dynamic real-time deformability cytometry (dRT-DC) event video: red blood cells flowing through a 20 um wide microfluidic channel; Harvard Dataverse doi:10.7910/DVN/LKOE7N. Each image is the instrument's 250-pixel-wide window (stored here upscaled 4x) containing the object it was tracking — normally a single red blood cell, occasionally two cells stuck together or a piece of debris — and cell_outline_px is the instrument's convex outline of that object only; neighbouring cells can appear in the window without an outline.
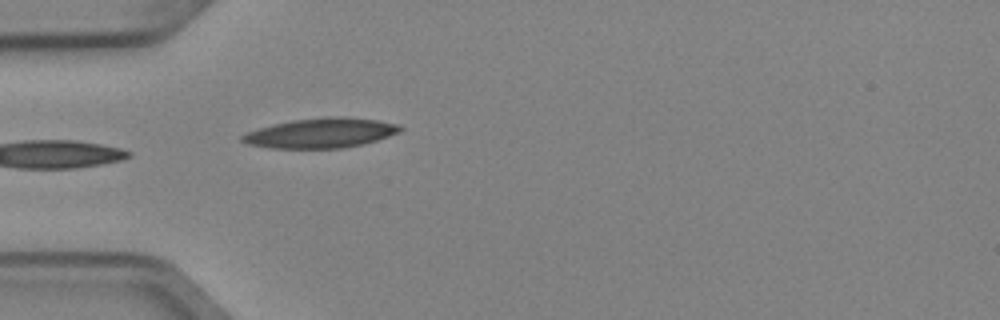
{"species": "Egyptian fruit bat (a non-hibernating species)", "species_latin": "Rousettus aegyptiacus", "temperature_condition": "cold", "stored_images_in_passage": 1, "camera_frame_rate_fps": 3000, "um_per_image_px": 0.085, "animal": {"sex": "female"}, "frame": {"image": 1, "passage_image": 1, "time_ms": 0.0, "image_size_px": [1000, 320], "cell_outline_px": [[404, 128], [400, 132], [376, 140], [360, 144], [340, 148], [268, 148], [248, 144], [240, 140], [240, 136], [244, 132], [272, 124], [292, 120], [328, 116], [344, 116], [376, 120], [400, 124]], "centroid_in_image_um": [27.23, 11.29], "position_along_channel_um": 57.8, "area_um2": 27.57}}